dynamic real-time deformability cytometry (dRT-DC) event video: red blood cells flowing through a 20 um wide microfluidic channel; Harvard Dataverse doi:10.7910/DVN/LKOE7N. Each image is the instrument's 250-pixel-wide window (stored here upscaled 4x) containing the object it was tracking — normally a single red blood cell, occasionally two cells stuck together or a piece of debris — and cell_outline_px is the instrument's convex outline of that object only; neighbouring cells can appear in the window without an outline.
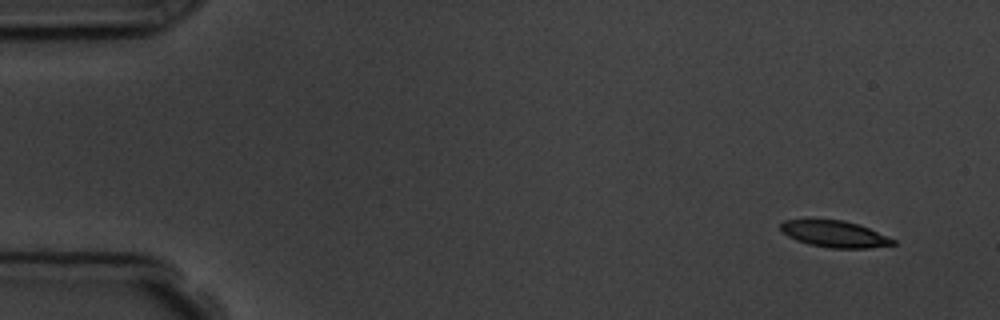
{"species": "common noctule bat (a hibernating species)", "species_latin": "Nyctalus noctula", "temperature_condition": "room temperature", "stored_images_in_passage": 4, "camera_frame_rate_fps": 3000, "um_per_image_px": 0.085, "animal": {"sex": "male", "body_mass_g": 19.5, "forearm_length_mm": 54.6}, "frame": {"image": 1, "passage_image": 1, "time_ms": 0.0, "image_size_px": [1000, 320], "cell_outline_px": [[896, 244], [868, 248], [832, 248], [808, 244], [796, 240], [780, 232], [780, 224], [784, 220], [844, 220], [868, 228], [896, 240]], "centroid_in_image_um": [70.91, 19.9], "position_along_channel_um": 14.1, "area_um2": 17.22}}
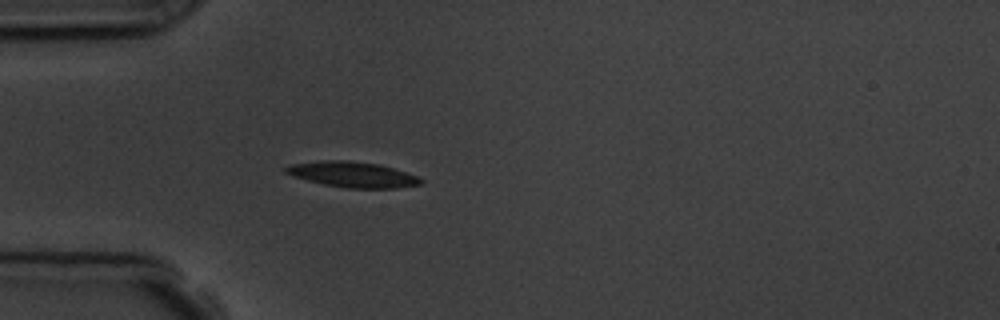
{"frame": {"image": 2, "passage_image": 4, "time_ms": 4.0, "image_size_px": [1000, 320], "cell_outline_px": [[424, 184], [396, 188], [348, 188], [324, 184], [292, 176], [284, 172], [284, 168], [292, 164], [320, 160], [344, 160], [380, 164], [416, 176], [424, 180]], "centroid_in_image_um": [29.97, 14.83], "position_along_channel_um": 55.0, "area_um2": 20.0}}